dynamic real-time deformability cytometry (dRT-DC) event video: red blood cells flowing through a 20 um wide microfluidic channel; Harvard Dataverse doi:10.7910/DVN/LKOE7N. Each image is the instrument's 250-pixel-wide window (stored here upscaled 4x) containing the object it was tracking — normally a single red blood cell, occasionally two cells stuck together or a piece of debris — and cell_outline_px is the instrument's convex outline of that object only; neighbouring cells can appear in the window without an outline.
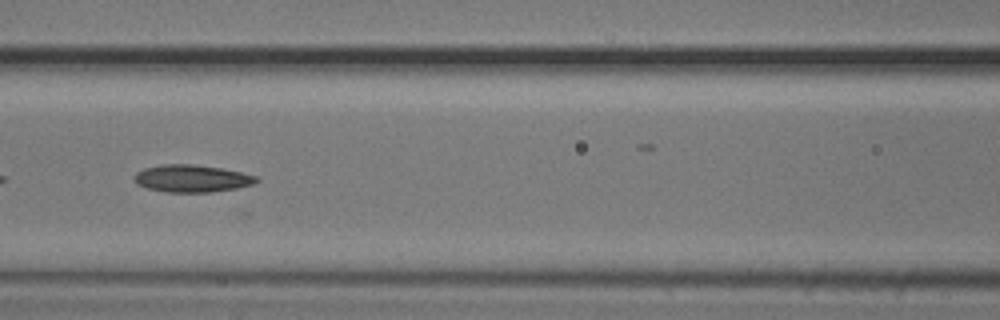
{"species": "common noctule bat (a hibernating species)", "species_latin": "Nyctalus noctula", "temperature_condition": "cold", "stored_images_in_passage": 29, "camera_frame_rate_fps": 3000, "um_per_image_px": 0.085, "animal": {"sex": "male", "body_mass_g": 20.5, "forearm_length_mm": 52.5}, "frame": {"image": 1, "passage_image": 19, "time_ms": 6.0, "image_size_px": [1000, 320], "cell_outline_px": [[260, 180], [252, 184], [236, 188], [212, 192], [164, 192], [148, 188], [136, 184], [132, 176], [136, 172], [144, 168], [160, 164], [192, 164], [220, 168], [240, 172], [256, 176]], "centroid_in_image_um": [16.25, 15.17], "position_along_channel_um": 150.3, "area_um2": 19.48}}
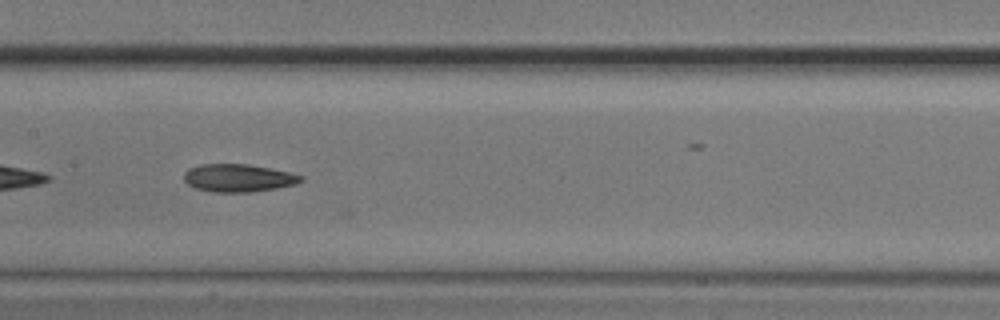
{"frame": {"image": 2, "passage_image": 22, "time_ms": 7.0, "image_size_px": [1000, 320], "cell_outline_px": [[304, 180], [296, 184], [276, 188], [252, 192], [212, 192], [196, 188], [188, 184], [184, 180], [184, 172], [188, 168], [200, 164], [248, 164], [288, 172], [304, 176]], "centroid_in_image_um": [20.24, 15.13], "position_along_channel_um": 187.2, "area_um2": 18.96}}
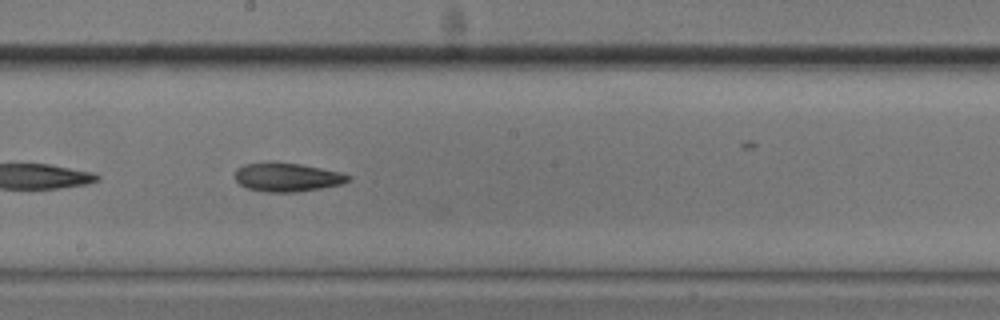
{"frame": {"image": 3, "passage_image": 25, "time_ms": 8.0, "image_size_px": [1000, 320], "cell_outline_px": [[352, 176], [348, 180], [340, 184], [320, 188], [296, 192], [264, 192], [248, 188], [240, 184], [236, 180], [236, 168], [244, 164], [300, 164], [340, 172]], "centroid_in_image_um": [24.41, 15.09], "position_along_channel_um": 223.8, "area_um2": 18.26}}